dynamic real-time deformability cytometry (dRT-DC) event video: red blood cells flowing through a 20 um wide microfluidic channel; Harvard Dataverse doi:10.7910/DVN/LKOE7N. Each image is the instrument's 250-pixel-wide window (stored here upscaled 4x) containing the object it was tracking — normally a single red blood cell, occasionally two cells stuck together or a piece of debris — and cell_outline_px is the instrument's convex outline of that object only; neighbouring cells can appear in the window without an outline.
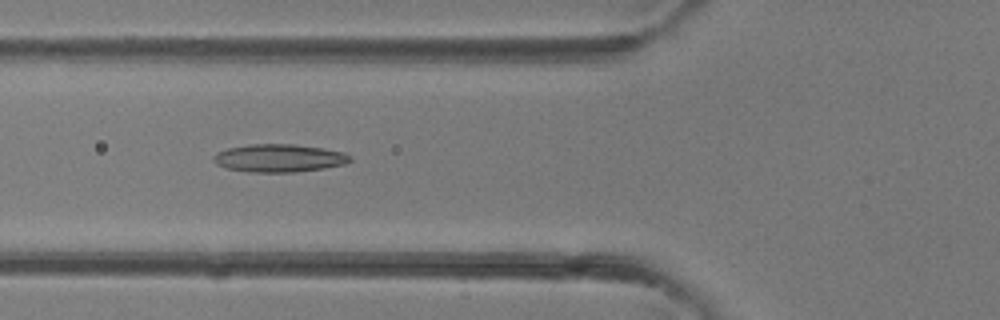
{"species": "common noctule bat (a hibernating species)", "species_latin": "Nyctalus noctula", "temperature_condition": "room temperature", "stored_images_in_passage": 40, "camera_frame_rate_fps": 3000, "um_per_image_px": 0.085, "animal": {"sex": "female"}, "frame": {"image": 1, "passage_image": 15, "time_ms": 4.667, "image_size_px": [1000, 320], "cell_outline_px": [[352, 160], [344, 164], [324, 168], [296, 172], [248, 172], [228, 168], [216, 164], [212, 160], [212, 156], [216, 152], [228, 148], [252, 144], [292, 144], [320, 148], [344, 152], [352, 156]], "centroid_in_image_um": [23.71, 13.44], "position_along_channel_um": 102.1, "area_um2": 22.2}}
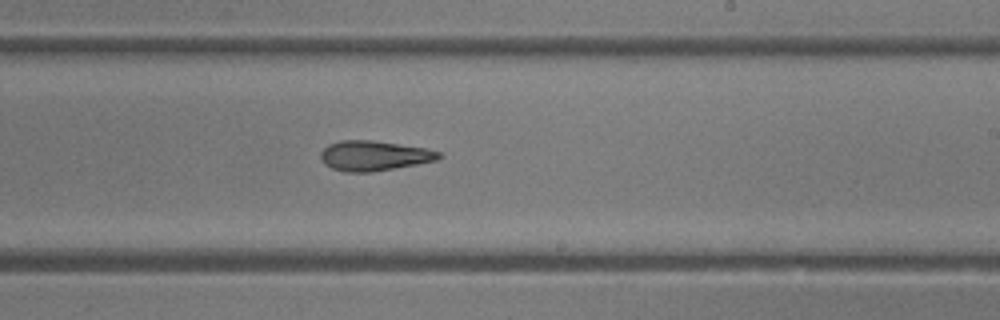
{"frame": {"image": 2, "passage_image": 24, "time_ms": 7.667, "image_size_px": [1000, 320], "cell_outline_px": [[440, 156], [436, 160], [416, 164], [372, 172], [344, 172], [332, 168], [324, 164], [320, 160], [320, 152], [328, 144], [340, 140], [372, 140], [428, 148], [440, 152]], "centroid_in_image_um": [31.74, 13.23], "position_along_channel_um": 257.3, "area_um2": 20.69}}
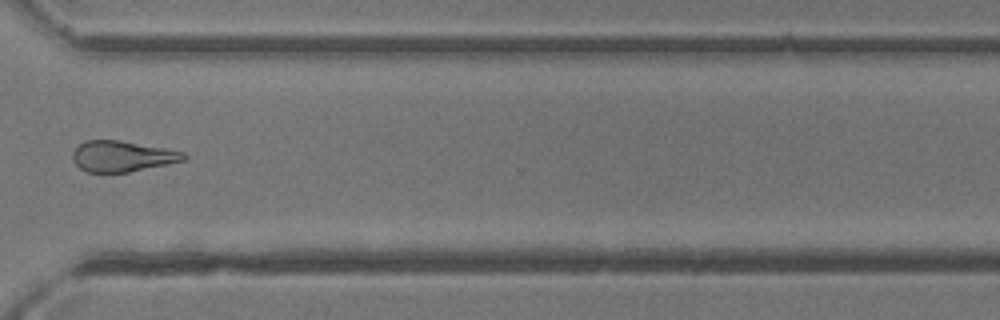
{"frame": {"image": 3, "passage_image": 30, "time_ms": 9.667, "image_size_px": [1000, 320], "cell_outline_px": [[188, 156], [184, 160], [168, 164], [128, 172], [84, 172], [72, 160], [72, 152], [84, 140], [120, 140], [164, 148], [184, 152]], "centroid_in_image_um": [10.37, 13.28], "position_along_channel_um": 360.2, "area_um2": 19.94}}